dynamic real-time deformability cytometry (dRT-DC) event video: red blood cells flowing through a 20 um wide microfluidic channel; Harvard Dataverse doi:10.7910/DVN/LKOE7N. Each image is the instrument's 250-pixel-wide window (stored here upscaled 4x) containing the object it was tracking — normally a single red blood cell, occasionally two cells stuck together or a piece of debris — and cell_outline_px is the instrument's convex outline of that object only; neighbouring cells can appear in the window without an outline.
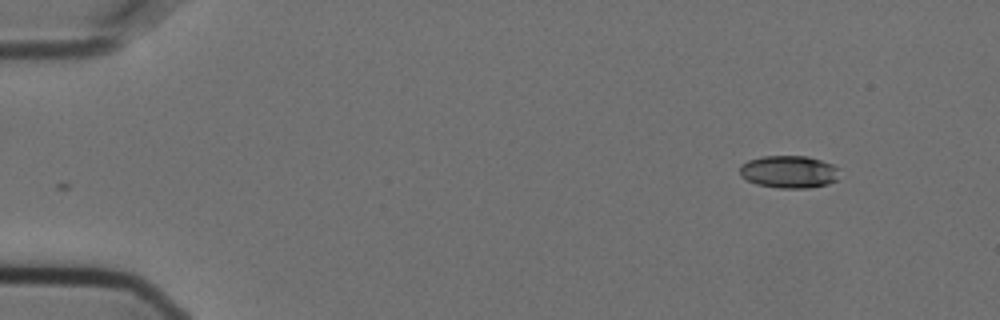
{"species": "Egyptian fruit bat (a non-hibernating species)", "species_latin": "Rousettus aegyptiacus", "temperature_condition": "cold", "stored_images_in_passage": 51, "camera_frame_rate_fps": 3000, "um_per_image_px": 0.085, "animal": {"sex": "female"}, "frame": {"image": 1, "passage_image": 1, "time_ms": 0.0, "image_size_px": [1000, 320], "cell_outline_px": [[840, 168], [836, 180], [828, 184], [808, 188], [780, 188], [756, 184], [740, 176], [740, 164], [748, 160], [760, 156], [808, 156], [832, 164]], "centroid_in_image_um": [67.05, 14.6], "position_along_channel_um": 17.9, "area_um2": 19.02}}
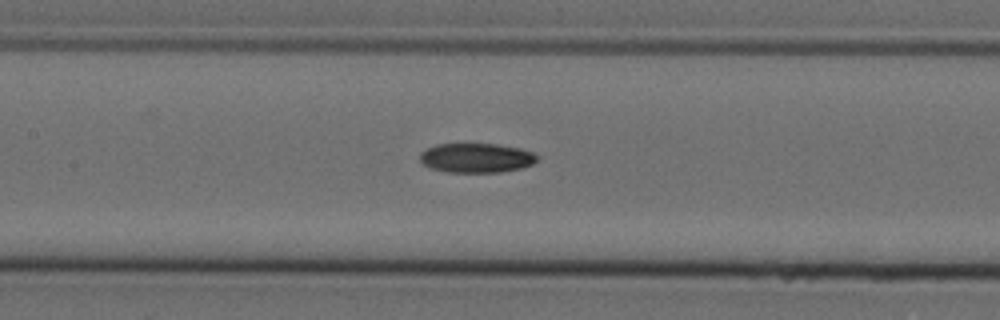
{"frame": {"image": 2, "passage_image": 22, "time_ms": 7.0, "image_size_px": [1000, 320], "cell_outline_px": [[536, 160], [532, 164], [520, 168], [500, 172], [448, 172], [432, 168], [424, 164], [420, 160], [420, 152], [436, 144], [496, 144], [520, 148], [532, 152], [536, 156]], "centroid_in_image_um": [40.47, 13.42], "position_along_channel_um": 166.9, "area_um2": 19.88}}
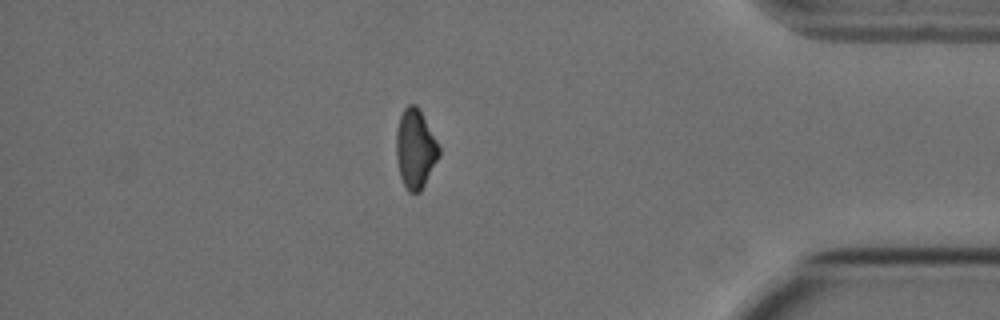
{"frame": {"image": 3, "passage_image": 44, "time_ms": 14.333, "image_size_px": [1000, 320], "cell_outline_px": [[440, 156], [420, 192], [408, 192], [400, 176], [396, 156], [396, 132], [400, 116], [404, 108], [408, 104], [416, 104], [420, 108], [440, 148]], "centroid_in_image_um": [35.3, 12.63], "position_along_channel_um": 399.9, "area_um2": 19.77}}